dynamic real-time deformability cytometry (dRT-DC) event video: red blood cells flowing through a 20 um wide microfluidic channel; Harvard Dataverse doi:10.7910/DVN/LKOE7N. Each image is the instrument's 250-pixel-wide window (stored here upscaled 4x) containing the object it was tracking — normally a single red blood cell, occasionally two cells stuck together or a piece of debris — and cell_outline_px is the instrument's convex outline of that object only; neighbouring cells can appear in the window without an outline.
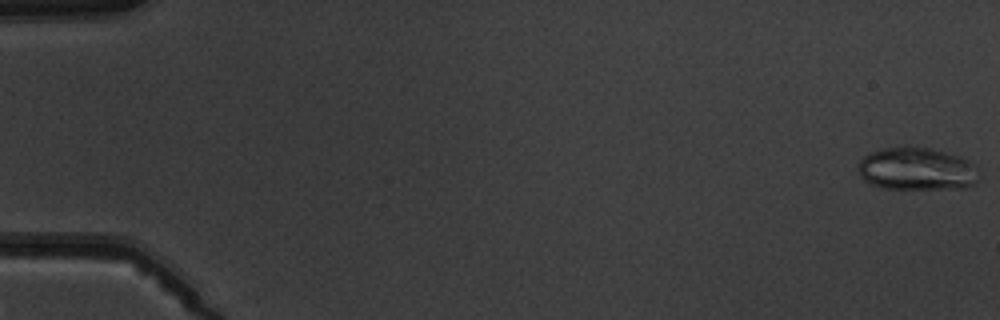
{"species": "common noctule bat (a hibernating species)", "species_latin": "Nyctalus noctula", "temperature_condition": "warm", "stored_images_in_passage": 6, "camera_frame_rate_fps": 3000, "um_per_image_px": 0.085, "animal": {"sex": "male", "body_mass_g": 19.5, "forearm_length_mm": 54.6}, "frame": {"image": 1, "passage_image": 1, "time_ms": 0.0, "image_size_px": [1000, 320], "cell_outline_px": [[976, 184], [964, 188], [884, 188], [868, 184], [860, 176], [860, 160], [864, 156], [872, 152], [884, 148], [928, 148], [948, 152], [960, 156], [976, 164]], "centroid_in_image_um": [77.95, 14.37], "position_along_channel_um": 7.1, "area_um2": 29.65}}